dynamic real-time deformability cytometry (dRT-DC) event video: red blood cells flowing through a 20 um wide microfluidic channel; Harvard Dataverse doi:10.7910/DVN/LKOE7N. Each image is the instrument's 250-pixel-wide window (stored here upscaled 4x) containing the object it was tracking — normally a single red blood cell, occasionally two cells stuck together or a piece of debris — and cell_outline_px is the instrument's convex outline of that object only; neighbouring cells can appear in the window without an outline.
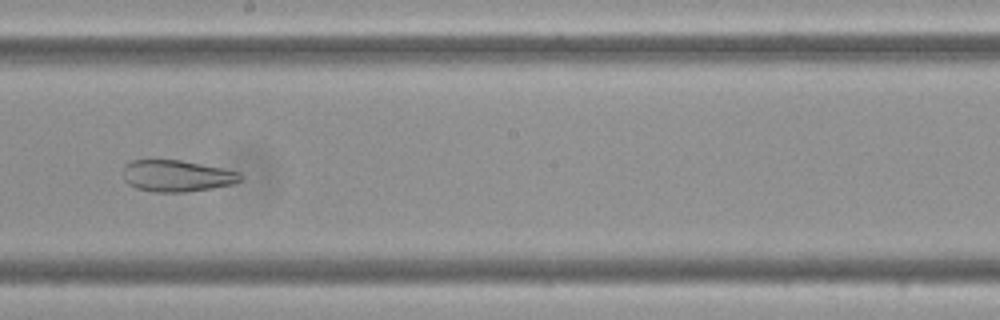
{"species": "Egyptian fruit bat (a non-hibernating species)", "species_latin": "Rousettus aegyptiacus", "temperature_condition": "cold", "stored_images_in_passage": 45, "camera_frame_rate_fps": 3000, "um_per_image_px": 0.085, "frame": {"image": 1, "passage_image": 20, "time_ms": 6.333, "image_size_px": [1000, 320], "cell_outline_px": [[244, 176], [240, 180], [232, 184], [212, 188], [184, 192], [152, 192], [136, 188], [128, 184], [124, 180], [124, 164], [132, 160], [180, 160], [224, 168], [240, 172]], "centroid_in_image_um": [15.03, 14.95], "position_along_channel_um": 233.2, "area_um2": 21.68}, "authors_computed_cell_mechanics": {"area_um2": 29.8826, "velocity_mm_per_s": 3.5066, "shape_relaxation_time_tau1_ms": null, "shape_relaxation_time_tau2_ms": 1.4428, "deformation_change_tau1": null, "deformation_change_tau2": 0.0856}}